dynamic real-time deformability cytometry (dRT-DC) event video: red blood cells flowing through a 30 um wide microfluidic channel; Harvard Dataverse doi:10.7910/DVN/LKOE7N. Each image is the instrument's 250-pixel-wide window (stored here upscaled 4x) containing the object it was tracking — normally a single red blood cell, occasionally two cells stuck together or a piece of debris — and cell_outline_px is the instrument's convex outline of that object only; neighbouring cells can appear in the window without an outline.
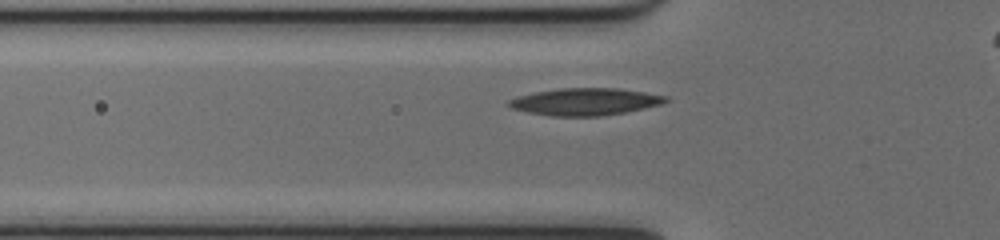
{"species": "common noctule bat (a hibernating species)", "species_latin": "Nyctalus noctula", "temperature_condition": "cold", "stored_images_in_passage": 36, "camera_frame_rate_fps": 3000, "um_per_image_px": 0.085, "animal": {"sex": "female", "body_mass_g": 17.0, "forearm_length_mm": 48.0}, "frame": {"image": 1, "passage_image": 8, "time_ms": 2.333, "image_size_px": [1000, 240], "cell_outline_px": [[672, 100], [664, 104], [624, 112], [600, 116], [552, 116], [528, 112], [512, 108], [508, 104], [508, 100], [516, 96], [536, 92], [560, 88], [616, 88], [644, 92], [668, 96]], "centroid_in_image_um": [49.78, 8.64], "position_along_channel_um": 76.0, "area_um2": 24.85}}
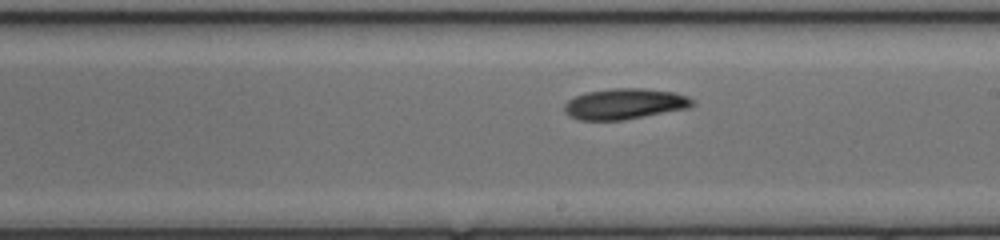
{"frame": {"image": 2, "passage_image": 20, "time_ms": 6.333, "image_size_px": [1000, 240], "cell_outline_px": [[696, 104], [688, 108], [620, 120], [580, 120], [564, 112], [564, 104], [568, 100], [584, 92], [612, 88], [644, 88], [676, 92], [688, 96], [696, 100]], "centroid_in_image_um": [53.13, 8.81], "position_along_channel_um": 235.9, "area_um2": 23.0}}
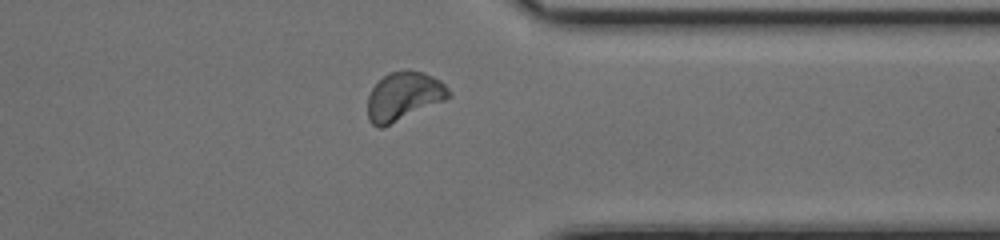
{"frame": {"image": 3, "passage_image": 31, "time_ms": 10.0, "image_size_px": [1000, 240], "cell_outline_px": [[452, 96], [444, 100], [380, 128], [372, 124], [368, 120], [368, 96], [372, 88], [388, 72], [408, 68], [424, 72], [440, 80], [452, 92]], "centroid_in_image_um": [34.32, 8.14], "position_along_channel_um": 377.1, "area_um2": 22.83}}